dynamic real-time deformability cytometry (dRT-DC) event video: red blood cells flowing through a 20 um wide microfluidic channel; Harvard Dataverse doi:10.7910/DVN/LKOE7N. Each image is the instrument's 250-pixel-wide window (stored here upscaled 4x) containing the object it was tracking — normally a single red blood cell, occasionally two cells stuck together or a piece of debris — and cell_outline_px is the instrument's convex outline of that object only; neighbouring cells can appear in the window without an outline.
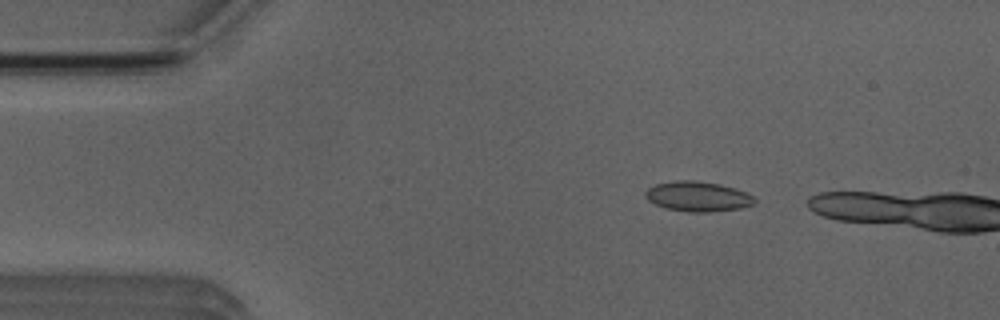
{"species": "Egyptian fruit bat (a non-hibernating species)", "species_latin": "Rousettus aegyptiacus", "temperature_condition": "room temperature", "stored_images_in_passage": 2, "camera_frame_rate_fps": 3000, "um_per_image_px": 0.085, "animal": {"sex": "male"}, "frame": {"image": 1, "passage_image": 1, "time_ms": 0.0, "image_size_px": [1000, 320], "cell_outline_px": [[756, 204], [740, 208], [708, 212], [688, 212], [664, 208], [648, 200], [644, 196], [644, 192], [648, 188], [656, 184], [676, 180], [696, 180], [720, 184], [736, 188], [748, 192], [756, 196]], "centroid_in_image_um": [59.35, 16.69], "position_along_channel_um": 25.6, "area_um2": 19.42}}